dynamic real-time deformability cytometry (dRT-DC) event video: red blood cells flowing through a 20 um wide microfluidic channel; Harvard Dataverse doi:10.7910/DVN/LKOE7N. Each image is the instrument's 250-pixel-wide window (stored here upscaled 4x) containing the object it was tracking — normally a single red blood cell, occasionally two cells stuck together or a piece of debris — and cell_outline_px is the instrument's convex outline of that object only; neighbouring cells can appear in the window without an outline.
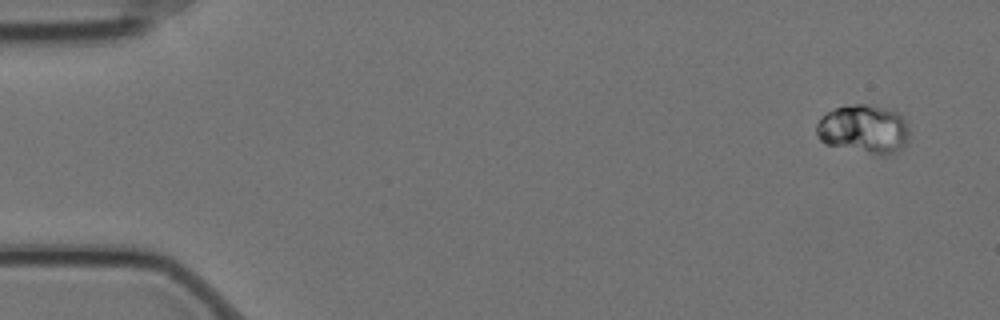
{"species": "Egyptian fruit bat (a non-hibernating species)", "species_latin": "Rousettus aegyptiacus", "temperature_condition": "cold", "stored_images_in_passage": 5, "camera_frame_rate_fps": 3000, "um_per_image_px": 0.085, "animal": {"sex": "female"}, "frame": {"image": 1, "passage_image": 1, "time_ms": 0.0, "image_size_px": [1000, 320], "cell_outline_px": [[908, 136], [904, 144], [896, 152], [884, 156], [880, 156], [824, 144], [820, 140], [816, 132], [816, 124], [828, 112], [836, 108], [856, 104], [864, 104], [896, 112], [908, 124]], "centroid_in_image_um": [73.4, 11.01], "position_along_channel_um": 11.6, "area_um2": 26.07}}
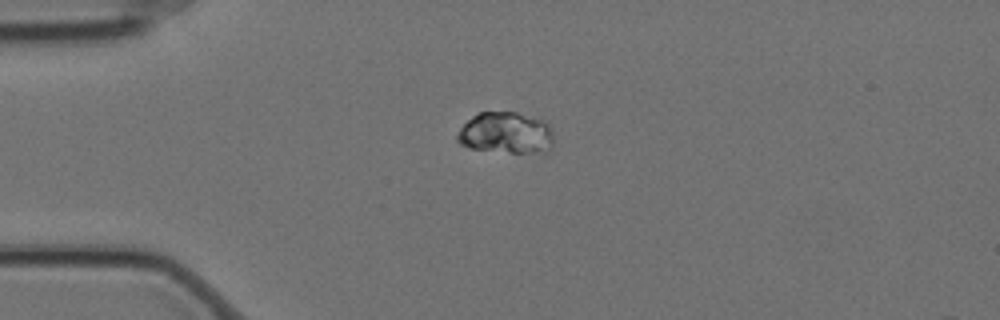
{"frame": {"image": 2, "passage_image": 4, "time_ms": 1.0, "image_size_px": [1000, 320], "cell_outline_px": [[552, 148], [544, 152], [512, 152], [472, 148], [460, 144], [456, 140], [456, 136], [460, 128], [472, 116], [480, 112], [516, 112], [548, 120], [552, 128]], "centroid_in_image_um": [43.04, 11.27], "position_along_channel_um": 42.0, "area_um2": 23.41}}